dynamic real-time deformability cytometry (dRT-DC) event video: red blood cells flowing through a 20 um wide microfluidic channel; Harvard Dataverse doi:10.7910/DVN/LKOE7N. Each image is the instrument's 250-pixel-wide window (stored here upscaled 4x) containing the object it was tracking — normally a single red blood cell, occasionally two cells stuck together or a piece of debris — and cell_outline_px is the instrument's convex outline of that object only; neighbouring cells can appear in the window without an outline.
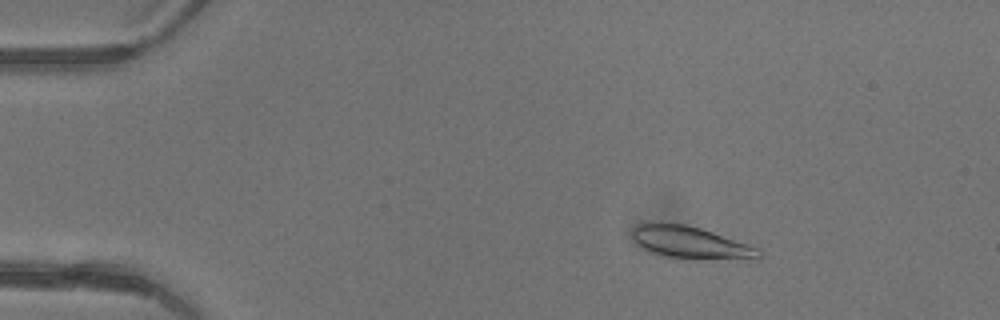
{"species": "common noctule bat (a hibernating species)", "species_latin": "Nyctalus noctula", "temperature_condition": "warm", "stored_images_in_passage": 3, "camera_frame_rate_fps": 3000, "um_per_image_px": 0.085, "animal": {"sex": "female"}, "frame": {"image": 1, "passage_image": 1, "time_ms": 0.0, "image_size_px": [1000, 320], "cell_outline_px": [[764, 252], [756, 260], [692, 260], [664, 256], [652, 252], [636, 244], [632, 236], [632, 228], [636, 224], [684, 224], [700, 228], [712, 232], [756, 248]], "centroid_in_image_um": [58.74, 20.67], "position_along_channel_um": 26.3, "area_um2": 23.81}}